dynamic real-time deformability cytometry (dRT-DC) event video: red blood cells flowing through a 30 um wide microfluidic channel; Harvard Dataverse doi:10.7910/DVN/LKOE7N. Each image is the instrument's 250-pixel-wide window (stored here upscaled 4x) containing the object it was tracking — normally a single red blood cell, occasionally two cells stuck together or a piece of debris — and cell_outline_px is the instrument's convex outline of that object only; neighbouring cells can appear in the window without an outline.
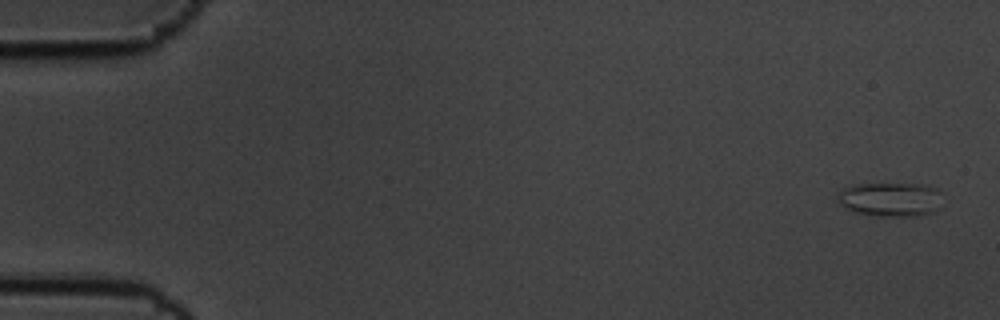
{"species": "common noctule bat (a hibernating species)", "species_latin": "Nyctalus noctula", "temperature_condition": "cold", "stored_images_in_passage": 6, "camera_frame_rate_fps": 3000, "um_per_image_px": 0.085, "animal": {"sex": "male", "body_mass_g": 19.5, "forearm_length_mm": 54.6}, "frame": {"image": 1, "passage_image": 1, "time_ms": 0.0, "image_size_px": [1000, 320], "cell_outline_px": [[940, 208], [936, 212], [920, 216], [876, 216], [852, 212], [844, 208], [836, 200], [836, 192], [844, 188], [856, 184], [920, 184], [936, 188]], "centroid_in_image_um": [75.61, 16.97], "position_along_channel_um": 9.4, "area_um2": 21.1}}
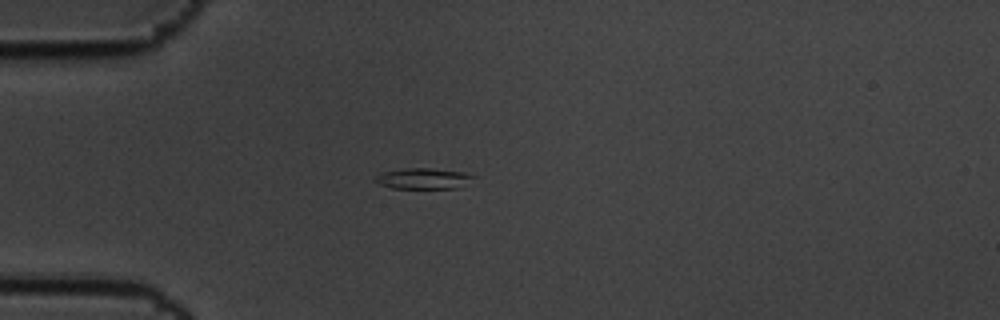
{"frame": {"image": 2, "passage_image": 5, "time_ms": 1.333, "image_size_px": [1000, 320], "cell_outline_px": [[480, 176], [456, 188], [392, 188], [380, 184], [376, 180], [376, 176], [380, 172], [404, 168], [432, 168], [464, 172]], "centroid_in_image_um": [36.03, 15.16], "position_along_channel_um": 49.0, "area_um2": 11.96}}
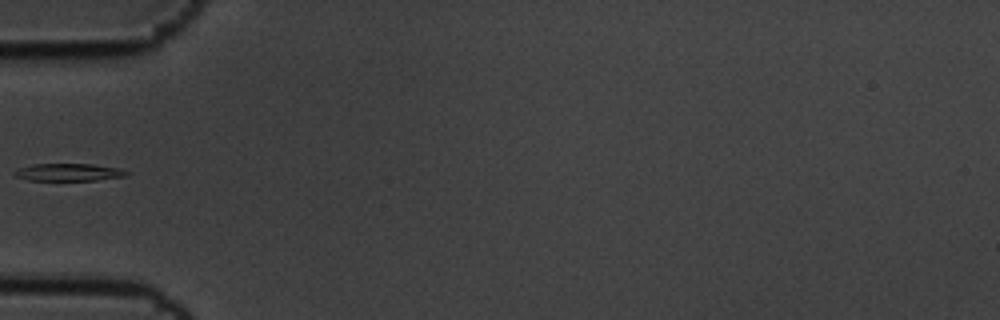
{"frame": {"image": 3, "passage_image": 6, "time_ms": 1.667, "image_size_px": [1000, 320], "cell_outline_px": [[128, 176], [96, 180], [28, 180], [16, 176], [12, 172], [20, 168], [36, 164], [92, 164], [120, 168], [128, 172]], "centroid_in_image_um": [5.88, 14.64], "position_along_channel_um": 79.1, "area_um2": 11.27}}